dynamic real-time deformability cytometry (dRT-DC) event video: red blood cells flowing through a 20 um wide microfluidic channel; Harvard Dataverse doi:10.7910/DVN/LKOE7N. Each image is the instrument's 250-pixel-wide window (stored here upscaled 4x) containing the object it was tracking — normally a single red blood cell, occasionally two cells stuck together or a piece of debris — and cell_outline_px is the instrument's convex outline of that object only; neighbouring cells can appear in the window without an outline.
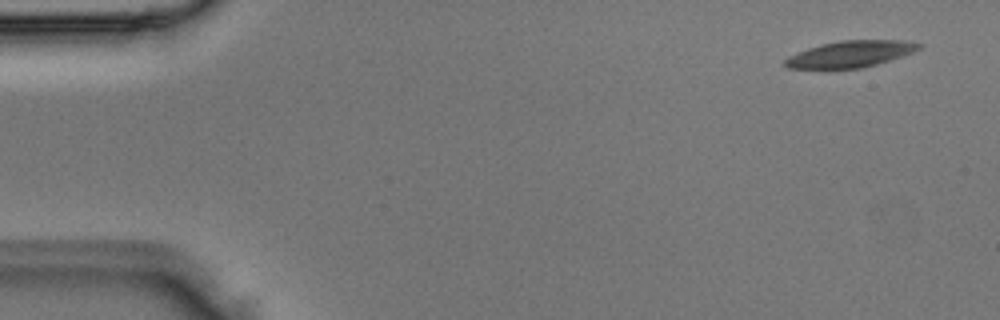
{"species": "Egyptian fruit bat (a non-hibernating species)", "species_latin": "Rousettus aegyptiacus", "temperature_condition": "room temperature", "stored_images_in_passage": 3, "camera_frame_rate_fps": 3000, "um_per_image_px": 0.085, "animal": {"sex": "male"}, "frame": {"image": 1, "passage_image": 1, "time_ms": 0.0, "image_size_px": [1000, 320], "cell_outline_px": [[924, 44], [920, 48], [912, 52], [864, 68], [828, 72], [788, 68], [784, 64], [784, 60], [788, 56], [808, 48], [820, 44], [840, 40], [908, 40]], "centroid_in_image_um": [72.19, 4.64], "position_along_channel_um": 12.8, "area_um2": 21.62}}